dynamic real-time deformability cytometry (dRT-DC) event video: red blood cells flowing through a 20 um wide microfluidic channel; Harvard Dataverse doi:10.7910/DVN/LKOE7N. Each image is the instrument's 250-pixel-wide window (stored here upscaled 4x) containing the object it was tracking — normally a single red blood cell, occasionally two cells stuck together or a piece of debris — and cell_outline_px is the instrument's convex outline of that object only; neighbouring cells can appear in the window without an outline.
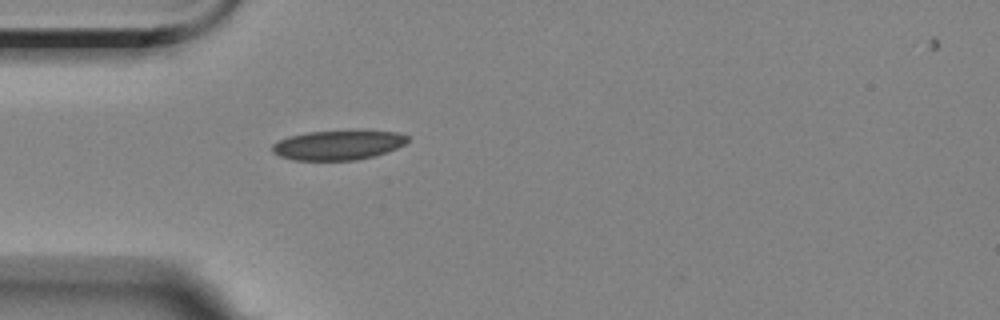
{"species": "Egyptian fruit bat (a non-hibernating species)", "species_latin": "Rousettus aegyptiacus", "temperature_condition": "room temperature", "stored_images_in_passage": 1, "camera_frame_rate_fps": 3000, "um_per_image_px": 0.085, "animal": {"sex": "female"}, "frame": {"image": 1, "passage_image": 1, "time_ms": 0.0, "image_size_px": [1000, 320], "cell_outline_px": [[408, 140], [404, 144], [396, 148], [376, 156], [356, 160], [292, 160], [280, 156], [272, 152], [272, 144], [288, 136], [308, 132], [396, 132], [408, 136]], "centroid_in_image_um": [28.69, 12.36], "position_along_channel_um": 56.3, "area_um2": 22.83}}